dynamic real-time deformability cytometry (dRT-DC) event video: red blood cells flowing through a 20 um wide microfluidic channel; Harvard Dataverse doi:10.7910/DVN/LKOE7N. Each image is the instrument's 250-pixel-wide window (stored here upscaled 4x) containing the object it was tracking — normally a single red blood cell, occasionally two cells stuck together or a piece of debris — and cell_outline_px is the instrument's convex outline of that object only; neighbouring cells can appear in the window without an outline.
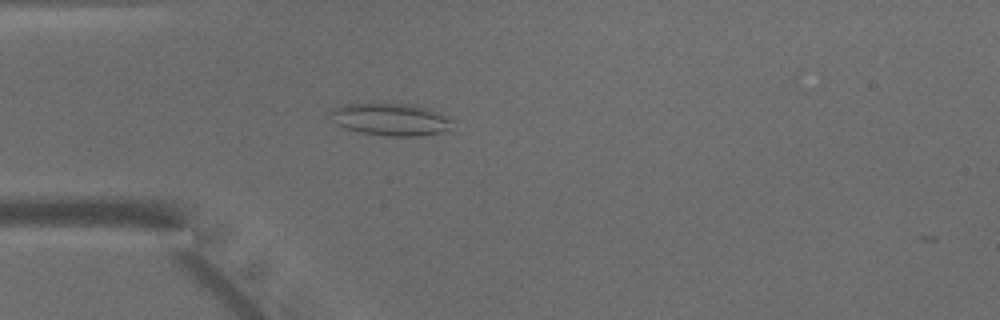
{"species": "common noctule bat (a hibernating species)", "species_latin": "Nyctalus noctula", "temperature_condition": "warm", "stored_images_in_passage": 23, "camera_frame_rate_fps": 3000, "um_per_image_px": 0.085, "animal": {"sex": "male", "body_mass_g": 15.6}, "frame": {"image": 1, "passage_image": 12, "time_ms": 3.667, "image_size_px": [1000, 320], "cell_outline_px": [[456, 120], [444, 132], [416, 136], [388, 136], [360, 132], [344, 128], [336, 124], [328, 116], [328, 112], [344, 104], [416, 104], [428, 108], [448, 116]], "centroid_in_image_um": [33.22, 10.15], "position_along_channel_um": 51.8, "area_um2": 23.12}}
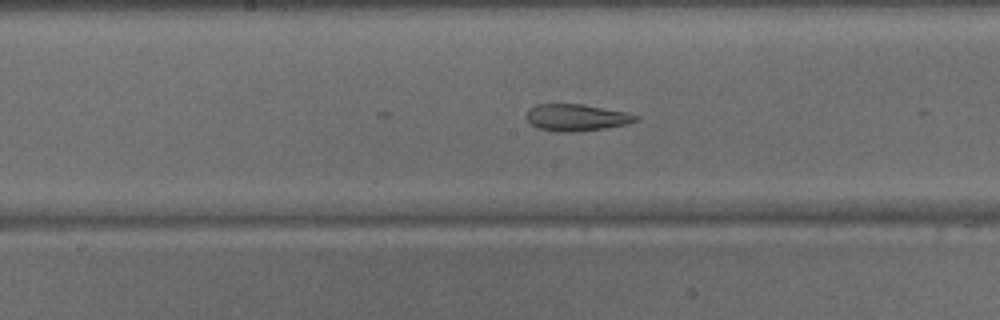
{"frame": {"image": 2, "passage_image": 23, "time_ms": 7.333, "image_size_px": [1000, 320], "cell_outline_px": [[640, 120], [628, 124], [604, 128], [572, 132], [556, 132], [540, 128], [532, 124], [524, 116], [528, 108], [536, 104], [584, 104], [624, 112], [640, 116]], "centroid_in_image_um": [48.99, 9.98], "position_along_channel_um": 199.2, "area_um2": 17.17}}